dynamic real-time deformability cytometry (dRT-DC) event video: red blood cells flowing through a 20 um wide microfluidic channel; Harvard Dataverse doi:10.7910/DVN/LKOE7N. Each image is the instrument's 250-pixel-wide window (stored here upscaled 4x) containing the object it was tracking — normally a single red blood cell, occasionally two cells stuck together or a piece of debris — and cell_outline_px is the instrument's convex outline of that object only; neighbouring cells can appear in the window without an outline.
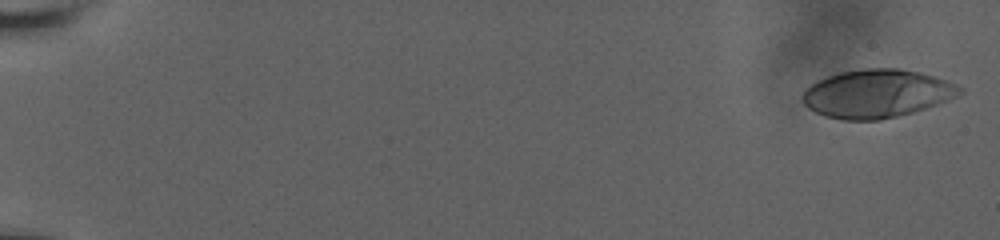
{"species": "human", "species_latin": "Homo sapiens", "temperature_condition": "room temperature", "stored_images_in_passage": 12, "camera_frame_rate_fps": 3000, "um_per_image_px": 0.085, "donor": {"sex": "male"}, "frame": {"image": 1, "passage_image": 1, "time_ms": 0.0, "image_size_px": [1000, 240], "cell_outline_px": [[964, 92], [948, 100], [912, 112], [880, 120], [844, 120], [824, 116], [808, 108], [804, 104], [804, 92], [812, 84], [828, 76], [840, 72], [860, 68], [900, 68], [920, 72], [956, 84], [964, 88]], "centroid_in_image_um": [74.55, 7.95], "position_along_channel_um": 10.5, "area_um2": 43.87}}
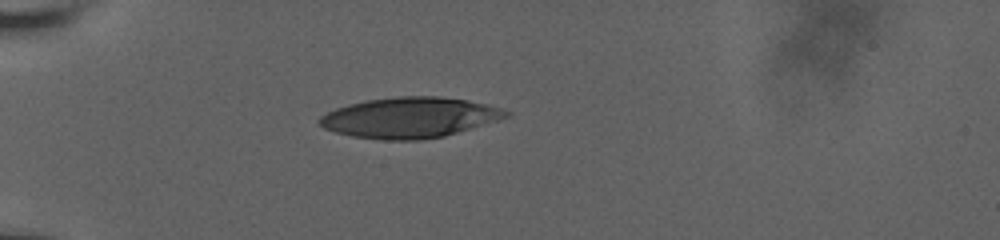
{"frame": {"image": 2, "passage_image": 9, "time_ms": 5.667, "image_size_px": [1000, 240], "cell_outline_px": [[512, 116], [500, 120], [444, 136], [416, 140], [384, 140], [352, 136], [336, 132], [324, 128], [316, 120], [320, 116], [336, 108], [348, 104], [368, 100], [400, 96], [440, 96], [468, 100], [488, 104], [512, 112]], "centroid_in_image_um": [34.86, 9.99], "position_along_channel_um": 50.1, "area_um2": 44.16}}
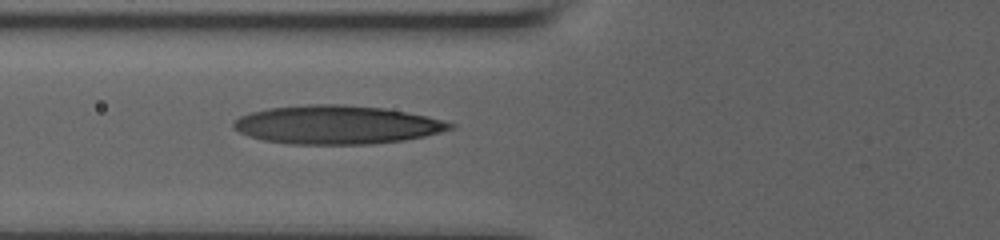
{"frame": {"image": 3, "passage_image": 12, "time_ms": 7.667, "image_size_px": [1000, 240], "cell_outline_px": [[456, 124], [452, 128], [440, 132], [424, 136], [404, 140], [372, 144], [296, 144], [264, 140], [240, 132], [232, 124], [240, 116], [252, 112], [268, 108], [308, 104], [344, 104], [384, 108], [428, 116]], "centroid_in_image_um": [28.66, 10.6], "position_along_channel_um": 97.1, "area_um2": 48.32}}